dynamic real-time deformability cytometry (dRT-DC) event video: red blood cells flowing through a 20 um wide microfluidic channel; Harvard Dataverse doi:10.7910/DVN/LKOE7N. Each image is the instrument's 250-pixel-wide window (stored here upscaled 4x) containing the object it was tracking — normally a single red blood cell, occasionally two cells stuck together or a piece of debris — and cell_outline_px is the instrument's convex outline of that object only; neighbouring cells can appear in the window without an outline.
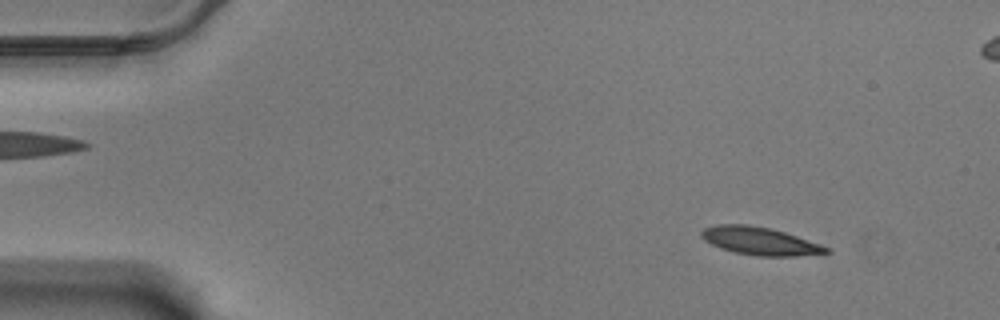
{"species": "Egyptian fruit bat (a non-hibernating species)", "species_latin": "Rousettus aegyptiacus", "temperature_condition": "warm", "stored_images_in_passage": 55, "camera_frame_rate_fps": 3000, "um_per_image_px": 0.085, "animal": {"sex": "male"}, "frame": {"image": 1, "passage_image": 2, "time_ms": 0.333, "image_size_px": [1000, 320], "cell_outline_px": [[832, 252], [796, 256], [756, 256], [736, 252], [720, 248], [704, 240], [700, 236], [700, 232], [704, 228], [716, 224], [748, 224], [768, 228], [784, 232], [820, 244], [828, 248]], "centroid_in_image_um": [64.55, 20.48], "position_along_channel_um": 20.4, "area_um2": 20.11}}
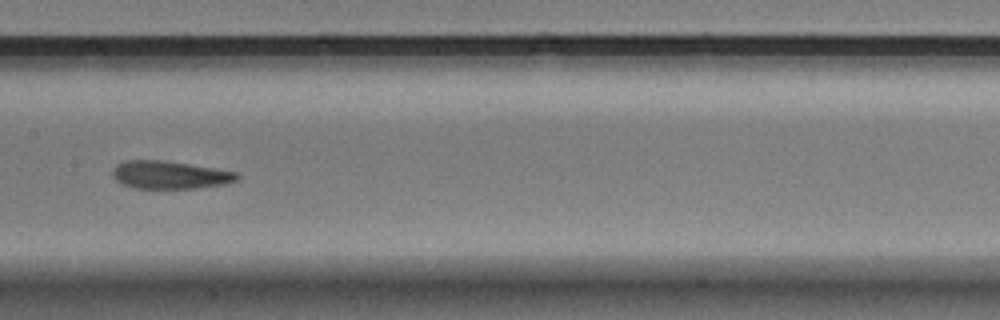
{"frame": {"image": 2, "passage_image": 25, "time_ms": 8.0, "image_size_px": [1000, 320], "cell_outline_px": [[240, 176], [236, 180], [224, 184], [196, 188], [136, 188], [124, 184], [116, 180], [112, 176], [112, 172], [116, 164], [124, 160], [160, 160], [188, 164], [236, 172]], "centroid_in_image_um": [14.4, 14.86], "position_along_channel_um": 193.0, "area_um2": 19.94}}
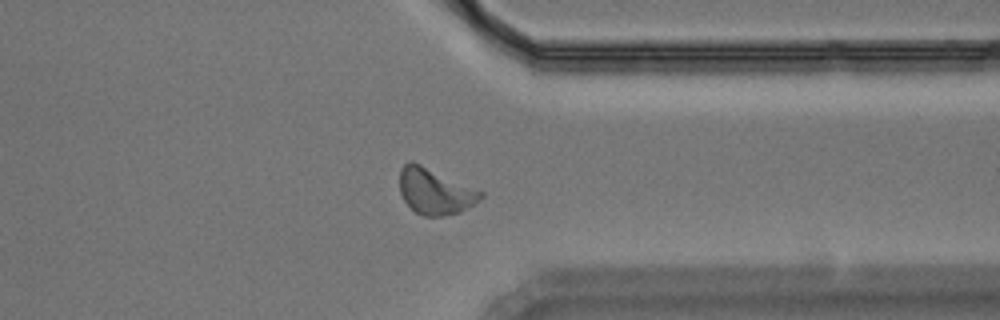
{"frame": {"image": 3, "passage_image": 41, "time_ms": 13.333, "image_size_px": [1000, 320], "cell_outline_px": [[484, 196], [480, 200], [468, 208], [460, 212], [440, 216], [424, 216], [416, 212], [404, 200], [400, 192], [400, 168], [408, 160], [412, 160], [484, 192]], "centroid_in_image_um": [36.97, 16.25], "position_along_channel_um": 374.4, "area_um2": 21.68}, "authors_computed_cell_mechanics": {"area_um2": 20.519, "velocity_mm_per_s": 3.4516, "shape_relaxation_time_tau1_ms": 4.1724, "shape_relaxation_time_tau2_ms": 2.3174, "deformation_change_tau1": 0.1525, "deformation_change_tau2": 0.1044}}